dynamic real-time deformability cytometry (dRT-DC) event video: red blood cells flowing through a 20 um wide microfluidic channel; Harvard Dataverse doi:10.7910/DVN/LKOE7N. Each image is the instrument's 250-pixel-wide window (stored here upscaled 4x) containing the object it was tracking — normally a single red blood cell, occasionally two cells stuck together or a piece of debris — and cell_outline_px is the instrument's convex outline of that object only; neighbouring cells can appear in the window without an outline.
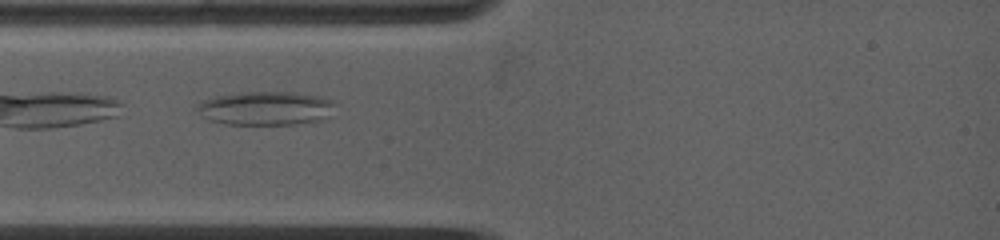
{"species": "common noctule bat (a hibernating species)", "species_latin": "Nyctalus noctula", "temperature_condition": "warm", "stored_images_in_passage": 30, "camera_frame_rate_fps": 5000, "um_per_image_px": 0.085, "animal": {"sex": "female", "body_mass_g": 19.0, "forearm_length_mm": 53.3}, "frame": {"image": 1, "passage_image": 2, "time_ms": 0.6, "image_size_px": [1000, 240], "cell_outline_px": [[336, 104], [328, 116], [320, 120], [296, 124], [224, 124], [208, 120], [196, 108], [196, 104], [200, 100], [216, 96], [244, 92], [292, 92], [320, 96], [332, 100]], "centroid_in_image_um": [22.57, 9.2], "position_along_channel_um": 62.4, "area_um2": 27.17}}
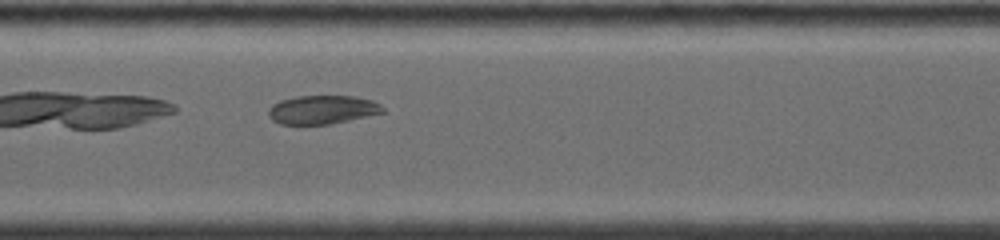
{"frame": {"image": 2, "passage_image": 9, "time_ms": 3.6, "image_size_px": [1000, 240], "cell_outline_px": [[384, 112], [332, 124], [280, 124], [272, 120], [268, 116], [268, 108], [272, 104], [280, 100], [296, 96], [356, 96], [372, 100], [380, 104], [384, 108]], "centroid_in_image_um": [27.37, 9.32], "position_along_channel_um": 180.0, "area_um2": 19.19}}
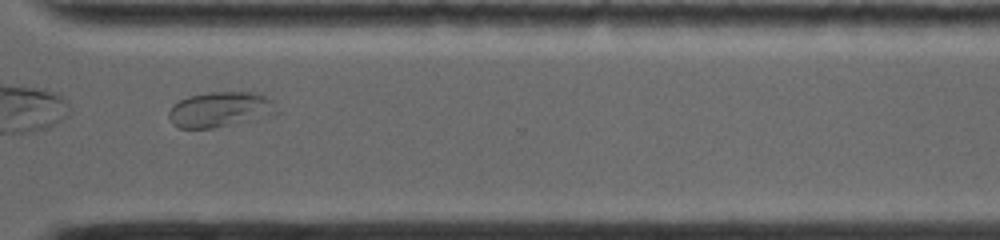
{"frame": {"image": 3, "passage_image": 25, "time_ms": 8.0, "image_size_px": [1000, 240], "cell_outline_px": [[280, 112], [272, 116], [212, 128], [180, 128], [172, 124], [168, 116], [168, 112], [172, 104], [188, 96], [208, 92], [256, 92], [268, 96], [272, 100]], "centroid_in_image_um": [18.74, 9.3], "position_along_channel_um": 351.9, "area_um2": 22.54}}